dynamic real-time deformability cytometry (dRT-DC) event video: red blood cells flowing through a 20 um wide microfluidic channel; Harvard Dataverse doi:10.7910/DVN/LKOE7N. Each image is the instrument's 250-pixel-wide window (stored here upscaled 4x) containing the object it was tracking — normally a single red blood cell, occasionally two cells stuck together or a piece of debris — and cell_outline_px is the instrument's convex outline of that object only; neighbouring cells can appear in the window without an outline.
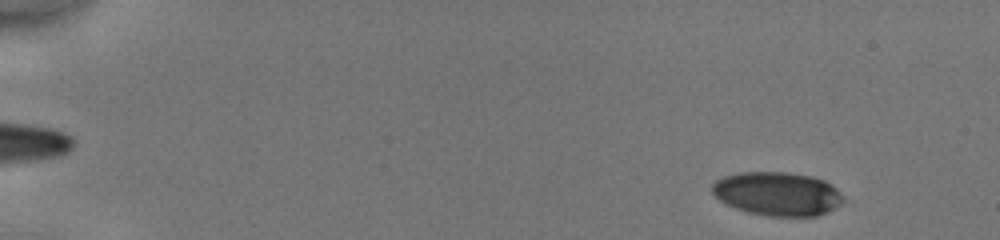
{"species": "human", "species_latin": "Homo sapiens", "temperature_condition": "cold", "stored_images_in_passage": 48, "camera_frame_rate_fps": 3000, "um_per_image_px": 0.085, "donor": {"sex": "male"}, "frame": {"image": 1, "passage_image": 3, "time_ms": 0.667, "image_size_px": [1000, 240], "cell_outline_px": [[844, 200], [840, 204], [828, 212], [816, 216], [768, 216], [748, 212], [724, 204], [712, 192], [712, 184], [716, 180], [724, 176], [740, 172], [788, 172], [812, 176], [824, 180], [832, 184], [844, 196]], "centroid_in_image_um": [66.09, 16.47], "position_along_channel_um": 18.9, "area_um2": 33.58}}
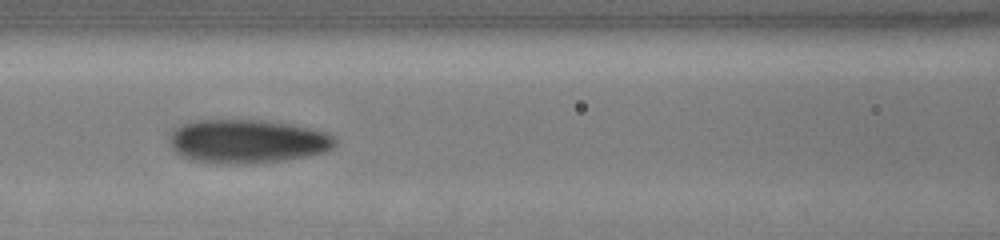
{"frame": {"image": 2, "passage_image": 22, "time_ms": 7.0, "image_size_px": [1000, 240], "cell_outline_px": [[336, 144], [332, 148], [324, 152], [284, 160], [252, 164], [244, 164], [196, 160], [184, 156], [176, 152], [172, 148], [172, 132], [176, 128], [192, 120], [264, 120], [292, 124], [312, 128], [328, 132], [336, 136]], "centroid_in_image_um": [21.12, 11.99], "position_along_channel_um": 145.5, "area_um2": 41.85}}
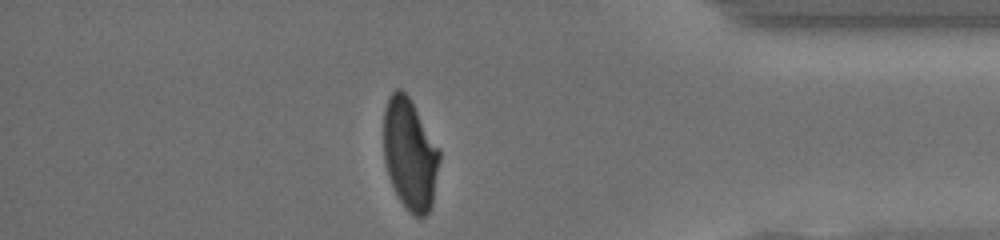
{"frame": {"image": 3, "passage_image": 42, "time_ms": 13.667, "image_size_px": [1000, 240], "cell_outline_px": [[440, 160], [432, 204], [428, 212], [424, 216], [412, 216], [408, 212], [400, 200], [392, 184], [384, 160], [384, 108], [388, 96], [396, 88], [400, 88], [408, 96], [440, 148]], "centroid_in_image_um": [34.85, 13.1], "position_along_channel_um": 400.4, "area_um2": 36.24}, "authors_computed_cell_mechanics": {"area_um2": 38.3214, "velocity_mm_per_s": 4.1795, "shape_relaxation_time_tau1_ms": 4.1885, "shape_relaxation_time_tau2_ms": 1.2757, "deformation_change_tau1": 0.1501, "deformation_change_tau2": 0.0713}}